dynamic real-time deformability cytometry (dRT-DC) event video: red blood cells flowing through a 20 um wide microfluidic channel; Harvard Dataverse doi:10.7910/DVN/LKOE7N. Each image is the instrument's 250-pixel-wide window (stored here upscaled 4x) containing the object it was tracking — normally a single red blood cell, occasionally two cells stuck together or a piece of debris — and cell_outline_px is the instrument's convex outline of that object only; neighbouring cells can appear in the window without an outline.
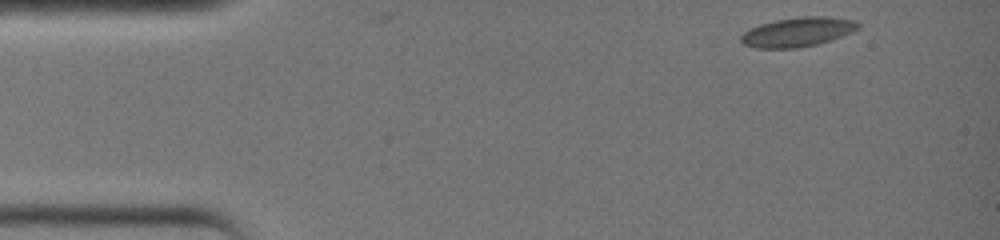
{"species": "common noctule bat (a hibernating species)", "species_latin": "Nyctalus noctula", "temperature_condition": "warm", "stored_images_in_passage": 32, "camera_frame_rate_fps": 3000, "um_per_image_px": 0.085, "animal": {"sex": "female", "body_mass_g": 19.0, "forearm_length_mm": 51.5}, "frame": {"image": 1, "passage_image": 1, "time_ms": 0.0, "image_size_px": [1000, 240], "cell_outline_px": [[860, 28], [852, 32], [832, 40], [816, 44], [796, 48], [756, 48], [744, 44], [740, 40], [740, 36], [748, 28], [760, 24], [776, 20], [800, 16], [828, 16], [852, 20], [860, 24]], "centroid_in_image_um": [67.8, 2.71], "position_along_channel_um": 17.2, "area_um2": 20.11}}
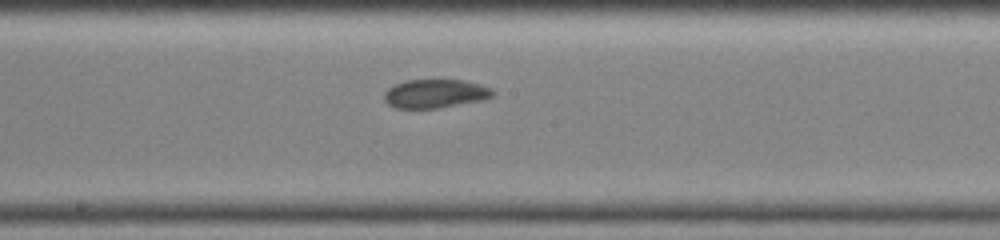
{"frame": {"image": 2, "passage_image": 18, "time_ms": 5.667, "image_size_px": [1000, 240], "cell_outline_px": [[496, 92], [492, 96], [484, 100], [440, 108], [396, 108], [388, 104], [384, 100], [384, 92], [388, 88], [404, 80], [464, 80], [480, 84], [492, 88]], "centroid_in_image_um": [37.02, 7.96], "position_along_channel_um": 211.2, "area_um2": 18.32}}
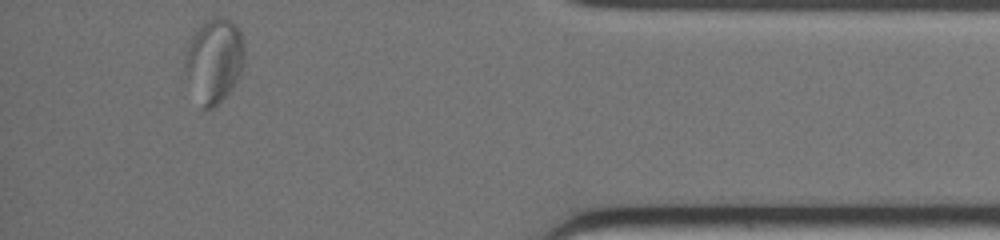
{"frame": {"image": 3, "passage_image": 32, "time_ms": 10.333, "image_size_px": [1000, 240], "cell_outline_px": [[244, 64], [240, 76], [232, 88], [212, 108], [200, 108], [184, 72], [184, 56], [192, 36], [196, 28], [200, 24], [208, 20], [220, 16], [224, 16], [232, 20], [236, 24], [240, 32], [244, 44]], "centroid_in_image_um": [18.2, 5.12], "position_along_channel_um": 417.0, "area_um2": 29.48}}